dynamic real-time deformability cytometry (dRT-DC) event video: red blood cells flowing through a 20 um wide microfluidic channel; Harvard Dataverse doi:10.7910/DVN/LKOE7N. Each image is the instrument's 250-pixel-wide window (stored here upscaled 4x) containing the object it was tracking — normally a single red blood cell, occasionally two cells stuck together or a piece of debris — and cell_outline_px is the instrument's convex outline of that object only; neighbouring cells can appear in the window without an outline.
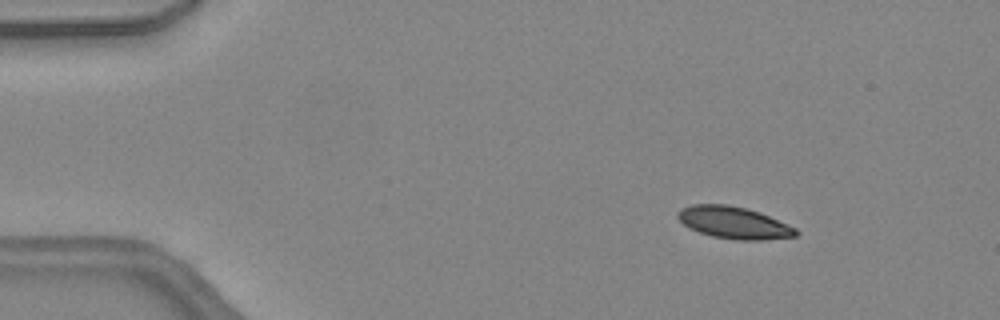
{"species": "common noctule bat (a hibernating species)", "species_latin": "Nyctalus noctula", "temperature_condition": "warm", "stored_images_in_passage": 46, "camera_frame_rate_fps": 3000, "um_per_image_px": 0.085, "animal": {"sex": "female", "body_mass_g": 24.6, "forearm_length_mm": 56.2}, "frame": {"image": 1, "passage_image": 6, "time_ms": 1.667, "image_size_px": [1000, 320], "cell_outline_px": [[800, 232], [796, 236], [760, 240], [736, 240], [712, 236], [700, 232], [684, 224], [676, 216], [676, 212], [680, 208], [692, 204], [728, 204], [760, 212], [788, 224], [796, 228]], "centroid_in_image_um": [62.38, 18.92], "position_along_channel_um": 22.6, "area_um2": 22.02}}
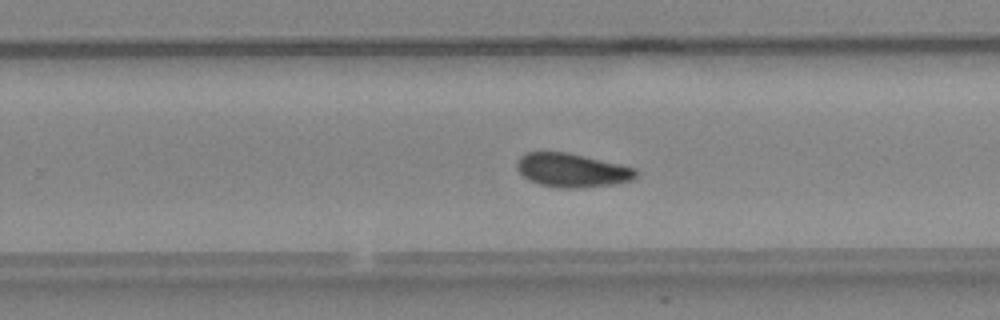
{"frame": {"image": 2, "passage_image": 29, "time_ms": 9.333, "image_size_px": [1000, 320], "cell_outline_px": [[636, 176], [632, 180], [616, 184], [576, 188], [556, 188], [540, 184], [528, 180], [516, 168], [516, 160], [524, 152], [568, 152], [620, 164], [636, 168]], "centroid_in_image_um": [48.59, 14.47], "position_along_channel_um": 281.2, "area_um2": 23.58}}
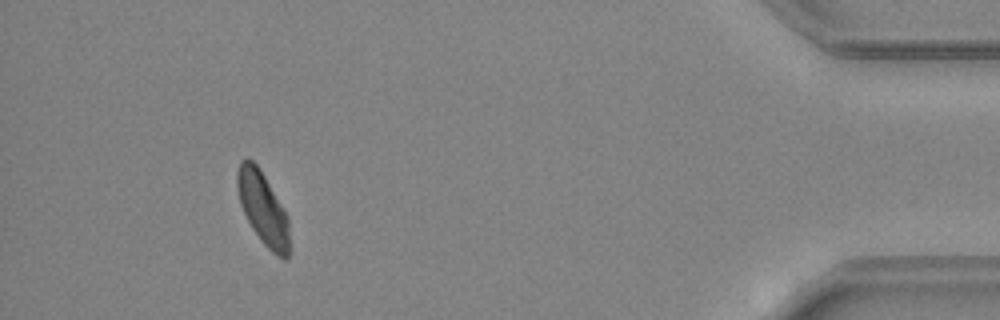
{"frame": {"image": 3, "passage_image": 42, "time_ms": 13.667, "image_size_px": [1000, 320], "cell_outline_px": [[288, 260], [284, 260], [276, 256], [260, 240], [252, 228], [240, 204], [236, 188], [236, 172], [240, 160], [248, 156], [256, 164], [264, 176], [284, 208], [288, 216]], "centroid_in_image_um": [22.32, 17.68], "position_along_channel_um": 412.9, "area_um2": 22.14}, "authors_computed_cell_mechanics": {"area_um2": 22.7732, "velocity_mm_per_s": 4.513, "shape_relaxation_time_tau1_ms": 5.6629, "shape_relaxation_time_tau2_ms": 4.0236, "deformation_change_tau1": 0.1371, "deformation_change_tau2": 0.0981}}